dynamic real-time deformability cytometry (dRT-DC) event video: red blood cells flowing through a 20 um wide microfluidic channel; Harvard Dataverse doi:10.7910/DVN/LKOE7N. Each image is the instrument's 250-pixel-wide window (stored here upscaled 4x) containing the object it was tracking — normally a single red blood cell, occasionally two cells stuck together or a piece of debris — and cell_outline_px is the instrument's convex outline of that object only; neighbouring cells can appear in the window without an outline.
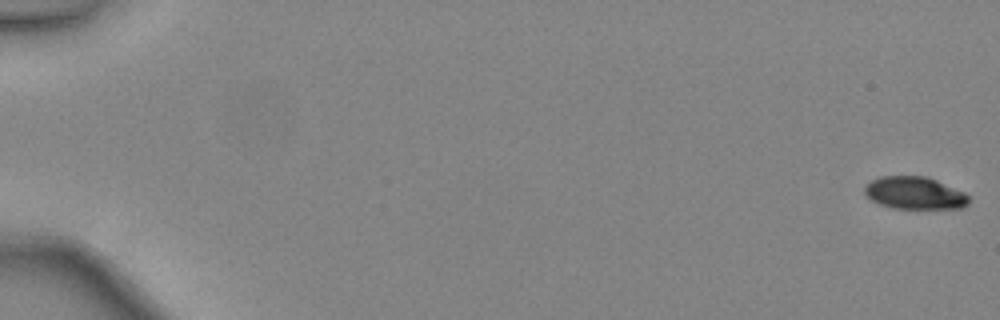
{"species": "common noctule bat (a hibernating species)", "species_latin": "Nyctalus noctula", "temperature_condition": "warm", "stored_images_in_passage": 48, "camera_frame_rate_fps": 3000, "um_per_image_px": 0.085, "animal": {"sex": "female", "body_mass_g": 24.6, "forearm_length_mm": 56.2}, "frame": {"image": 1, "passage_image": 1, "time_ms": 0.0, "image_size_px": [1000, 320], "cell_outline_px": [[968, 204], [960, 208], [892, 208], [868, 200], [864, 192], [864, 188], [872, 180], [880, 176], [924, 176], [936, 180], [964, 192], [968, 196]], "centroid_in_image_um": [77.7, 16.41], "position_along_channel_um": 7.3, "area_um2": 19.59}}
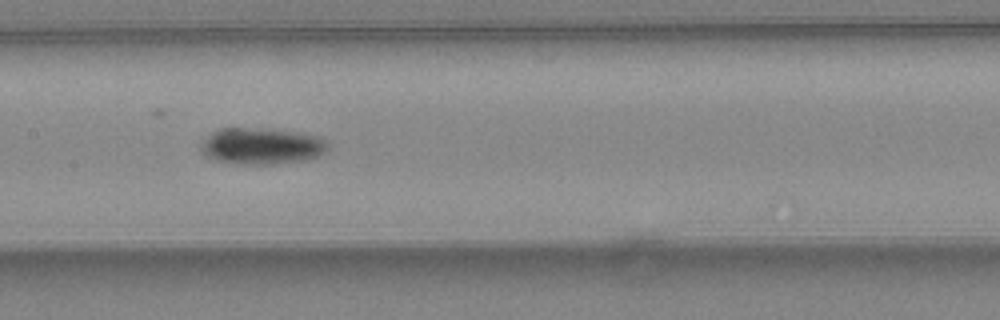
{"frame": {"image": 2, "passage_image": 26, "time_ms": 8.333, "image_size_px": [1000, 320], "cell_outline_px": [[328, 148], [324, 152], [316, 156], [304, 160], [272, 164], [236, 164], [212, 160], [204, 156], [200, 152], [200, 144], [212, 132], [220, 128], [272, 128], [304, 132], [320, 136], [328, 144]], "centroid_in_image_um": [22.21, 12.4], "position_along_channel_um": 185.2, "area_um2": 27.51}}
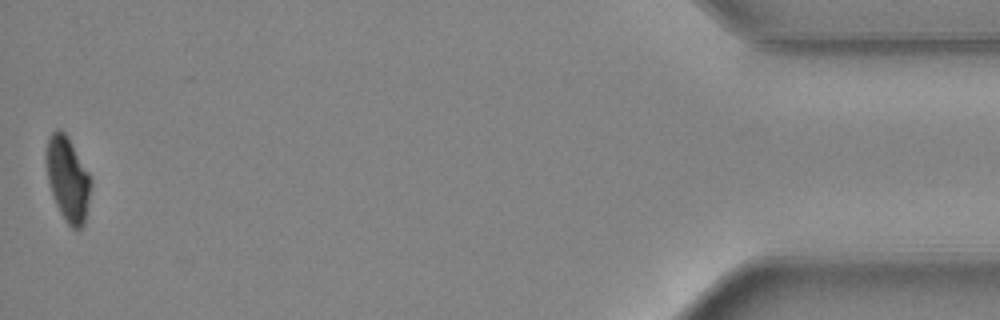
{"frame": {"image": 3, "passage_image": 48, "time_ms": 15.667, "image_size_px": [1000, 320], "cell_outline_px": [[92, 184], [84, 224], [80, 228], [72, 228], [64, 220], [56, 204], [48, 180], [44, 160], [44, 156], [48, 136], [56, 128], [60, 128], [68, 136], [88, 172], [92, 180]], "centroid_in_image_um": [5.74, 15.17], "position_along_channel_um": 429.5, "area_um2": 22.2}, "authors_computed_cell_mechanics": {"area_um2": 23.2645, "velocity_mm_per_s": 4.4708, "shape_relaxation_time_tau1_ms": 2.761, "shape_relaxation_time_tau2_ms": null, "deformation_change_tau1": 0.1049, "deformation_change_tau2": null}}